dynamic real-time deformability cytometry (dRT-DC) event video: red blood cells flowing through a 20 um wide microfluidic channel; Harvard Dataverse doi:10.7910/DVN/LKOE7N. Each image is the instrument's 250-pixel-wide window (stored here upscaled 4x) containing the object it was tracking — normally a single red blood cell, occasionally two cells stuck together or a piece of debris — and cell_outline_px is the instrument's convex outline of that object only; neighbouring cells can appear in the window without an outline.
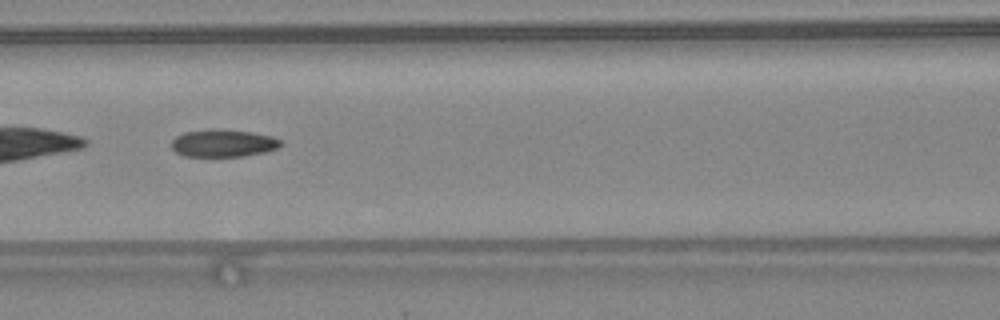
{"species": "common noctule bat (a hibernating species)", "species_latin": "Nyctalus noctula", "temperature_condition": "warm", "stored_images_in_passage": 47, "camera_frame_rate_fps": 3000, "um_per_image_px": 0.085, "animal": {"sex": "female", "body_mass_g": 24.6, "forearm_length_mm": 56.2}, "frame": {"image": 1, "passage_image": 22, "time_ms": 7.0, "image_size_px": [1000, 320], "cell_outline_px": [[284, 144], [280, 148], [264, 152], [244, 156], [184, 156], [176, 152], [172, 148], [172, 140], [176, 136], [184, 132], [252, 132], [272, 136], [280, 140]], "centroid_in_image_um": [19.03, 12.22], "position_along_channel_um": 147.6, "area_um2": 16.65}, "authors_computed_cell_mechanics": {"area_um2": 17.9758, "velocity_mm_per_s": 4.394, "shape_relaxation_time_tau1_ms": null, "shape_relaxation_time_tau2_ms": 2.3647, "deformation_change_tau1": null, "deformation_change_tau2": 0.0938}}